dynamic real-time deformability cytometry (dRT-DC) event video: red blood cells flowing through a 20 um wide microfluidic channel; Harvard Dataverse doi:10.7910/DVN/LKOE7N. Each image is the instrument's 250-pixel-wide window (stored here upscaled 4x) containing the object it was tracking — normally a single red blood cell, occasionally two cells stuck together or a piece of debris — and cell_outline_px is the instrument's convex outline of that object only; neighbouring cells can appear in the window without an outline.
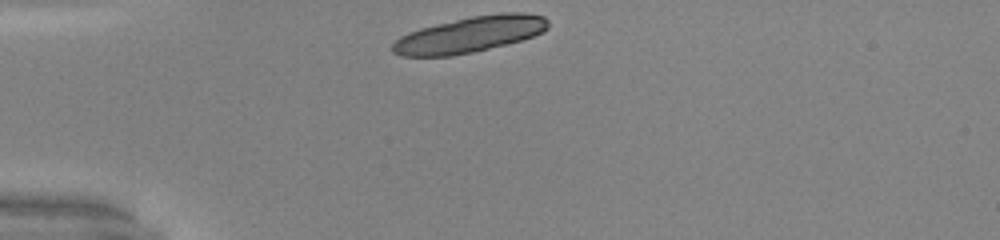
{"species": "common noctule bat (a hibernating species)", "species_latin": "Nyctalus noctula", "temperature_condition": "warm", "stored_images_in_passage": 29, "camera_frame_rate_fps": 3000, "um_per_image_px": 0.085, "animal": {"sex": "male", "body_mass_g": 20.0, "forearm_length_mm": 53.3}, "frame": {"image": 1, "passage_image": 1, "time_ms": 0.0, "image_size_px": [1000, 240], "cell_outline_px": [[548, 28], [544, 32], [520, 40], [472, 52], [452, 56], [400, 56], [392, 52], [392, 44], [400, 36], [408, 32], [420, 28], [436, 24], [472, 16], [504, 12], [524, 12], [544, 16], [548, 20]], "centroid_in_image_um": [39.92, 2.93], "position_along_channel_um": 45.1, "area_um2": 32.43}}